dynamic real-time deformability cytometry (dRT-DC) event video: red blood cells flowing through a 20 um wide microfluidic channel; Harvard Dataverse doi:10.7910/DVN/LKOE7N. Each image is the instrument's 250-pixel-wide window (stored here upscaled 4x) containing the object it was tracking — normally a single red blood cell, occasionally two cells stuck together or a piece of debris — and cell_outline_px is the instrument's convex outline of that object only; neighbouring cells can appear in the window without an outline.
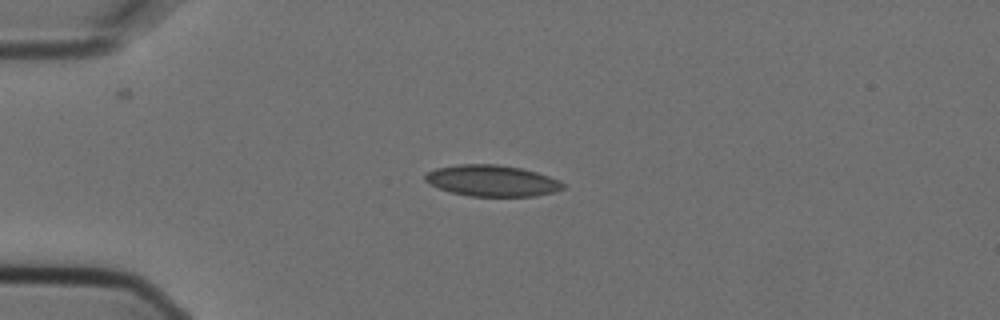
{"species": "Egyptian fruit bat (a non-hibernating species)", "species_latin": "Rousettus aegyptiacus", "temperature_condition": "cold", "stored_images_in_passage": 7, "camera_frame_rate_fps": 3000, "um_per_image_px": 0.085, "animal": {"sex": "female"}, "frame": {"image": 1, "passage_image": 4, "time_ms": 1.0, "image_size_px": [1000, 320], "cell_outline_px": [[568, 188], [536, 196], [468, 196], [452, 192], [440, 188], [424, 180], [424, 176], [428, 172], [436, 168], [456, 164], [496, 164], [524, 168], [560, 180], [568, 184]], "centroid_in_image_um": [41.89, 15.35], "position_along_channel_um": 43.1, "area_um2": 25.26}}
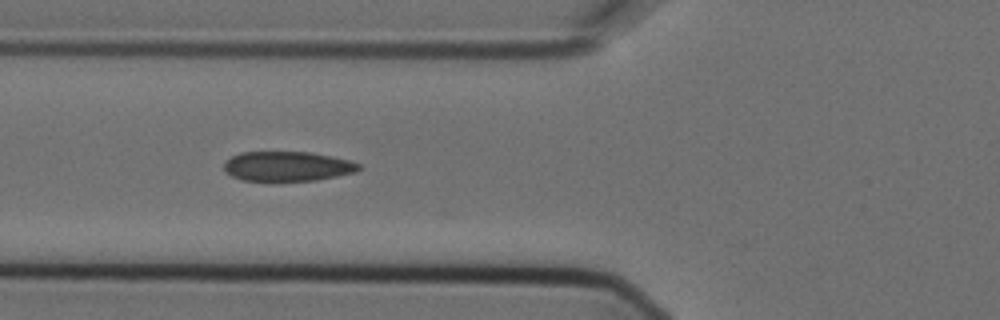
{"frame": {"image": 2, "passage_image": 6, "time_ms": 1.667, "image_size_px": [1000, 320], "cell_outline_px": [[364, 168], [356, 172], [316, 180], [240, 180], [224, 172], [224, 160], [240, 152], [312, 152], [332, 156], [348, 160], [360, 164]], "centroid_in_image_um": [24.42, 14.12], "position_along_channel_um": 101.4, "area_um2": 23.41}}
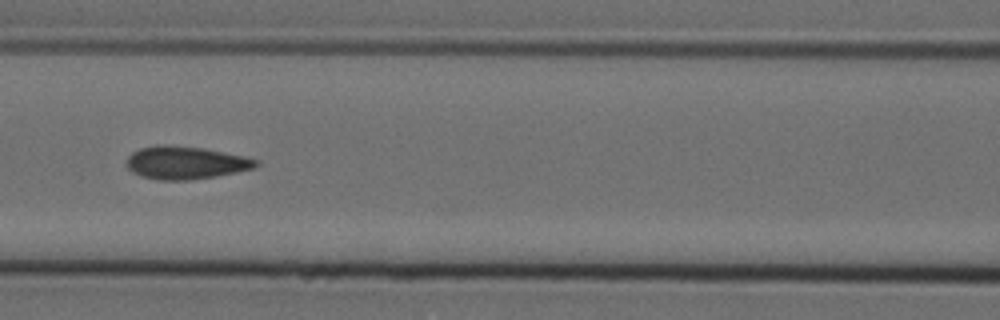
{"frame": {"image": 3, "passage_image": 7, "time_ms": 2.0, "image_size_px": [1000, 320], "cell_outline_px": [[260, 164], [256, 168], [216, 176], [188, 180], [160, 180], [140, 176], [132, 172], [128, 168], [128, 156], [132, 152], [140, 148], [156, 144], [164, 144], [204, 148], [244, 156], [260, 160]], "centroid_in_image_um": [15.8, 13.82], "position_along_channel_um": 150.8, "area_um2": 24.91}}